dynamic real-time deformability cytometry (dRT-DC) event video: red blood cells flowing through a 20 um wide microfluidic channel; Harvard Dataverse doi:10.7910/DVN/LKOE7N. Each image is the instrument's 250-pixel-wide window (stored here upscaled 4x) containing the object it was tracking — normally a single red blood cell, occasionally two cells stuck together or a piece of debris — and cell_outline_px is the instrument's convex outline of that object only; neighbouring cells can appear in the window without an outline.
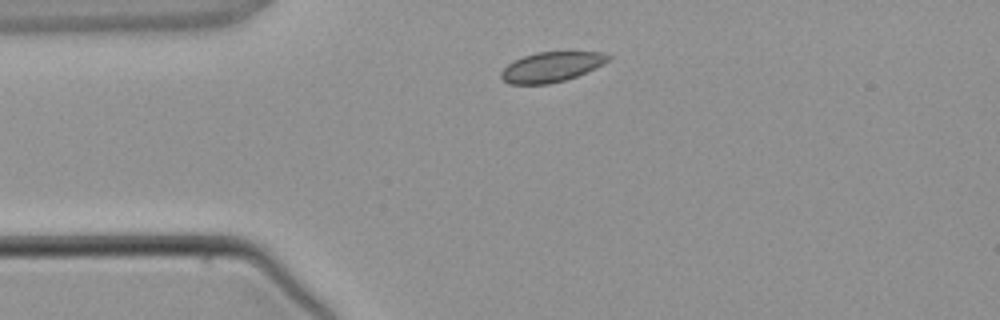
{"species": "common noctule bat (a hibernating species)", "species_latin": "Nyctalus noctula", "temperature_condition": "warm", "stored_images_in_passage": 2, "camera_frame_rate_fps": 3000, "um_per_image_px": 0.085, "animal": {"sex": "male", "body_mass_g": 21.5, "forearm_length_mm": 52.0}, "frame": {"image": 1, "passage_image": 1, "time_ms": 0.0, "image_size_px": [1000, 320], "cell_outline_px": [[612, 56], [604, 64], [596, 68], [576, 76], [564, 80], [548, 84], [508, 84], [500, 76], [500, 72], [508, 64], [524, 56], [536, 52], [604, 52]], "centroid_in_image_um": [46.88, 5.69], "position_along_channel_um": 38.1, "area_um2": 18.61}}